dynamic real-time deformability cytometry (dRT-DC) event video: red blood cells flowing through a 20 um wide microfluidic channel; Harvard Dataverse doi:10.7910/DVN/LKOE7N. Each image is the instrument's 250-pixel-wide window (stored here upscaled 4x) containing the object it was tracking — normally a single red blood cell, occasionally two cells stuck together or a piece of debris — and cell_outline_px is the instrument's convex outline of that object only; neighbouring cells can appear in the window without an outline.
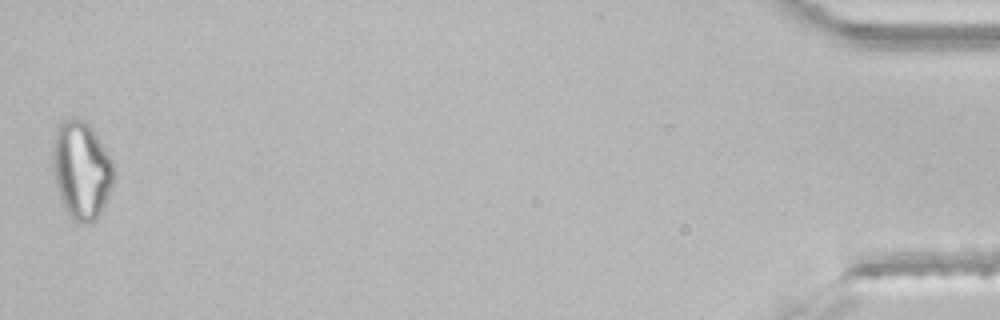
{"species": "common noctule bat (a hibernating species)", "species_latin": "Nyctalus noctula", "temperature_condition": "room temperature", "stored_images_in_passage": 46, "segment_of_instrument_passage": [2, 2], "camera_frame_rate_fps": 3000, "um_per_image_px": 0.085, "animal": {"sex": "male", "body_mass_g": 21.5, "forearm_length_mm": 52.0}, "frame": {"image": 1, "passage_image": 46, "time_ms": 15.0, "image_size_px": [1000, 320], "cell_outline_px": [[112, 184], [108, 196], [96, 220], [92, 224], [84, 224], [72, 220], [64, 208], [60, 200], [56, 188], [52, 168], [52, 148], [56, 132], [60, 124], [68, 116], [72, 116], [84, 120], [92, 128], [112, 160]], "centroid_in_image_um": [6.88, 14.47], "position_along_channel_um": 428.3, "area_um2": 34.91}}